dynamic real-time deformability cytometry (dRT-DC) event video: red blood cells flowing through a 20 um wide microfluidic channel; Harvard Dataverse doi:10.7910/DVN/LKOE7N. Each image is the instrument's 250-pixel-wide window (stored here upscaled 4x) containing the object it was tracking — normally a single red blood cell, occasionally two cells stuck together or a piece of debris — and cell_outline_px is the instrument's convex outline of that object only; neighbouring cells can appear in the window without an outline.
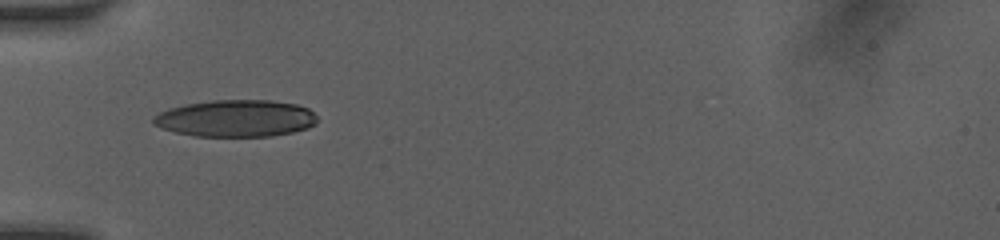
{"species": "human", "species_latin": "Homo sapiens", "temperature_condition": "room temperature", "stored_images_in_passage": 44, "camera_frame_rate_fps": 3000, "um_per_image_px": 0.085, "donor": {"sex": "female"}, "frame": {"image": 1, "passage_image": 1, "time_ms": 0.0, "image_size_px": [1000, 240], "cell_outline_px": [[316, 124], [308, 128], [292, 132], [272, 136], [196, 136], [176, 132], [152, 124], [152, 116], [168, 108], [184, 104], [212, 100], [272, 100], [296, 104], [308, 108], [316, 116]], "centroid_in_image_um": [20.04, 10.05], "position_along_channel_um": 65.0, "area_um2": 35.37}}
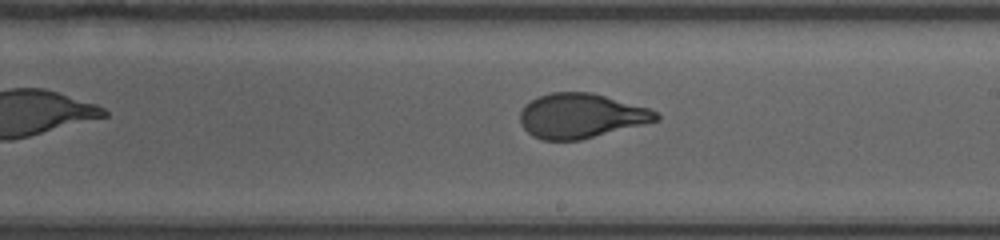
{"frame": {"image": 2, "passage_image": 17, "time_ms": 4.333, "image_size_px": [1000, 240], "cell_outline_px": [[660, 120], [580, 140], [540, 140], [532, 136], [524, 128], [520, 120], [520, 112], [524, 104], [540, 96], [552, 92], [592, 92], [648, 108], [656, 112], [660, 116]], "centroid_in_image_um": [49.37, 9.85], "position_along_channel_um": 239.6, "area_um2": 35.26}}
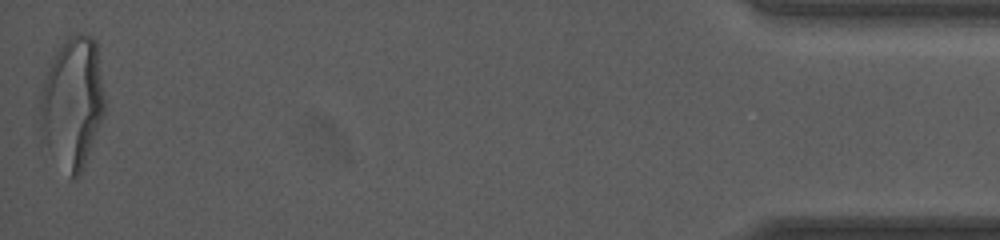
{"frame": {"image": 3, "passage_image": 43, "time_ms": 11.0, "image_size_px": [1000, 240], "cell_outline_px": [[104, 116], [84, 164], [80, 172], [72, 180], [40, 148], [40, 92], [44, 80], [52, 60], [56, 52], [72, 36], [80, 32], [92, 36], [96, 40], [104, 96]], "centroid_in_image_um": [6.11, 8.84], "position_along_channel_um": 429.1, "area_um2": 50.0}, "authors_computed_cell_mechanics": {"area_um2": 36.6163, "velocity_mm_per_s": 4.0978, "shape_relaxation_time_tau1_ms": 4.1879, "shape_relaxation_time_tau2_ms": null, "deformation_change_tau1": 0.2021, "deformation_change_tau2": null}}